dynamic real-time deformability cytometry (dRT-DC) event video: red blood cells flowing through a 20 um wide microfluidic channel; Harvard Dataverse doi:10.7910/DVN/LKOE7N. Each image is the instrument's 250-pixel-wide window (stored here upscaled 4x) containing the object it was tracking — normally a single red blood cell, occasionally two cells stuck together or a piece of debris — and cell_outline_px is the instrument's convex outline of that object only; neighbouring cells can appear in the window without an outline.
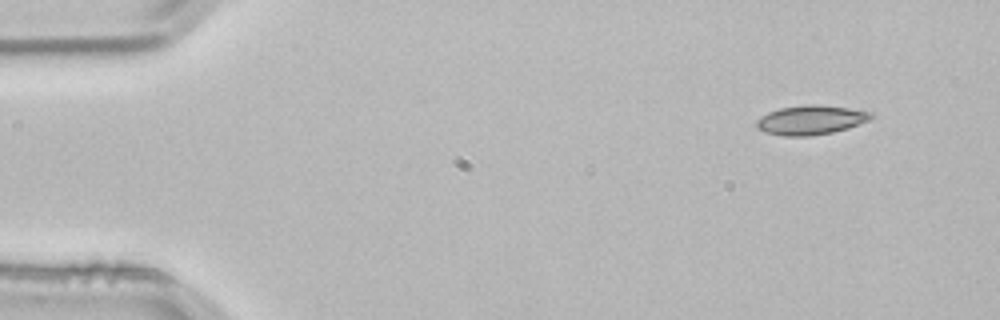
{"species": "common noctule bat (a hibernating species)", "species_latin": "Nyctalus noctula", "temperature_condition": "room temperature", "stored_images_in_passage": 3, "camera_frame_rate_fps": 3000, "um_per_image_px": 0.085, "animal": {"sex": "male", "body_mass_g": 21.5, "forearm_length_mm": 52.0}, "frame": {"image": 1, "passage_image": 1, "time_ms": 0.0, "image_size_px": [1000, 320], "cell_outline_px": [[876, 116], [868, 120], [848, 128], [832, 132], [808, 136], [784, 136], [764, 132], [756, 128], [756, 120], [768, 112], [780, 108], [812, 104], [820, 104], [848, 108], [872, 112]], "centroid_in_image_um": [68.91, 10.2], "position_along_channel_um": 16.1, "area_um2": 19.54}}